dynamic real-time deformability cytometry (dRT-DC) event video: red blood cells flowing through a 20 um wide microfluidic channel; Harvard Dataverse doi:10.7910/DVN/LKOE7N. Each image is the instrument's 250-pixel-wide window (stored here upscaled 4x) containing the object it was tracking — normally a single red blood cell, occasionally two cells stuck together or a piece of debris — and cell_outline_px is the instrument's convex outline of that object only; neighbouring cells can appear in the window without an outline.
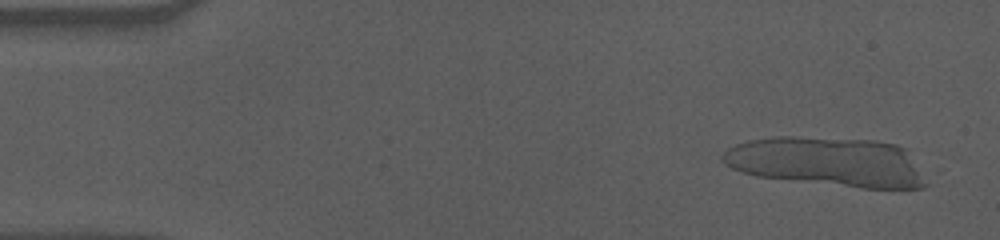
{"species": "human", "species_latin": "Homo sapiens", "temperature_condition": "cold", "stored_images_in_passage": 15, "camera_frame_rate_fps": 3000, "um_per_image_px": 0.085, "donor": {"sex": "male"}, "frame": {"image": 1, "passage_image": 3, "time_ms": 0.667, "image_size_px": [1000, 240], "cell_outline_px": [[928, 184], [924, 188], [860, 188], [756, 176], [740, 172], [724, 164], [720, 160], [720, 156], [728, 148], [736, 144], [748, 140], [780, 136], [792, 136], [876, 140], [896, 144], [908, 148]], "centroid_in_image_um": [70.34, 13.74], "position_along_channel_um": 14.7, "area_um2": 59.13}}